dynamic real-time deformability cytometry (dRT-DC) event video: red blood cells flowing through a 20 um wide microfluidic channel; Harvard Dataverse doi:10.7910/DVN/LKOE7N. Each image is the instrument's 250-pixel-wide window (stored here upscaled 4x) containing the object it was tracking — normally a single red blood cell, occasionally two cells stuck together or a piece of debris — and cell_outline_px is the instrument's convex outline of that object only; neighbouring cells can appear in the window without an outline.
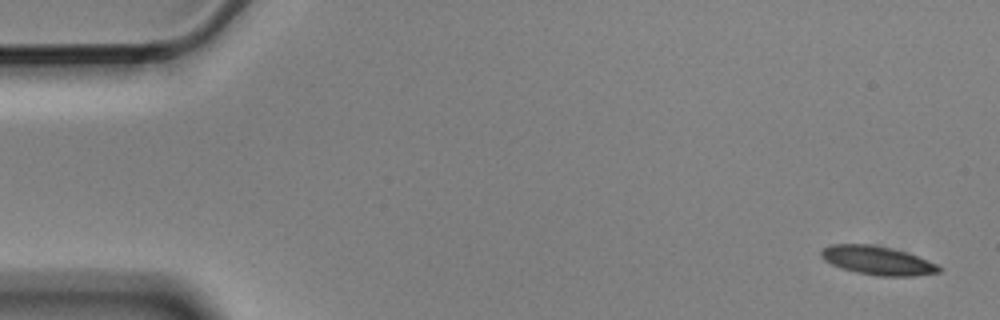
{"species": "Egyptian fruit bat (a non-hibernating species)", "species_latin": "Rousettus aegyptiacus", "temperature_condition": "cold", "stored_images_in_passage": 5, "camera_frame_rate_fps": 3000, "um_per_image_px": 0.085, "animal": {"sex": "male"}, "frame": {"image": 1, "passage_image": 1, "time_ms": 0.0, "image_size_px": [1000, 320], "cell_outline_px": [[940, 272], [916, 276], [876, 276], [856, 272], [840, 268], [824, 260], [820, 256], [820, 252], [824, 248], [832, 244], [872, 244], [892, 248], [916, 256], [936, 264], [940, 268]], "centroid_in_image_um": [74.55, 22.14], "position_along_channel_um": 10.5, "area_um2": 19.59}}
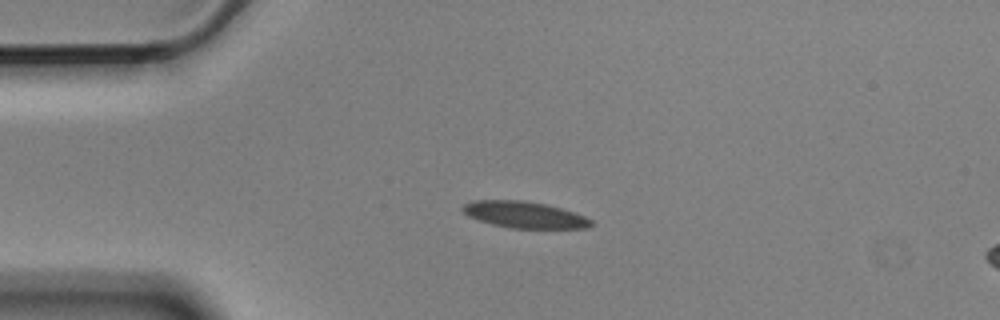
{"frame": {"image": 2, "passage_image": 4, "time_ms": 1.0, "image_size_px": [1000, 320], "cell_outline_px": [[592, 224], [588, 228], [508, 228], [492, 224], [468, 216], [460, 208], [464, 204], [472, 200], [524, 200], [544, 204], [560, 208], [584, 216], [592, 220]], "centroid_in_image_um": [44.54, 18.25], "position_along_channel_um": 40.5, "area_um2": 19.71}}